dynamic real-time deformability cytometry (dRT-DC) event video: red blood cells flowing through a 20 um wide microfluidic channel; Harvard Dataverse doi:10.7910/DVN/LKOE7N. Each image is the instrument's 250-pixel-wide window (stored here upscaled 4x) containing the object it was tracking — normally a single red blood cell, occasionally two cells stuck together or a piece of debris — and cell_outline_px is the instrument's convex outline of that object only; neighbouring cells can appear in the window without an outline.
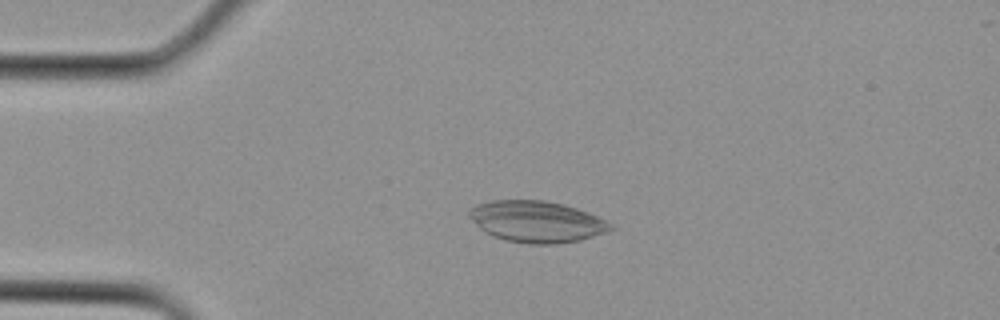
{"species": "Egyptian fruit bat (a non-hibernating species)", "species_latin": "Rousettus aegyptiacus", "temperature_condition": "cold", "stored_images_in_passage": 2, "camera_frame_rate_fps": 3000, "um_per_image_px": 0.085, "animal": {"sex": "female"}, "frame": {"image": 1, "passage_image": 1, "time_ms": 0.0, "image_size_px": [1000, 320], "cell_outline_px": [[616, 228], [608, 232], [580, 240], [556, 244], [528, 244], [508, 240], [496, 236], [480, 228], [468, 216], [468, 212], [476, 204], [492, 200], [544, 200], [564, 204], [588, 212], [612, 224]], "centroid_in_image_um": [45.65, 18.83], "position_along_channel_um": 39.3, "area_um2": 33.93}}
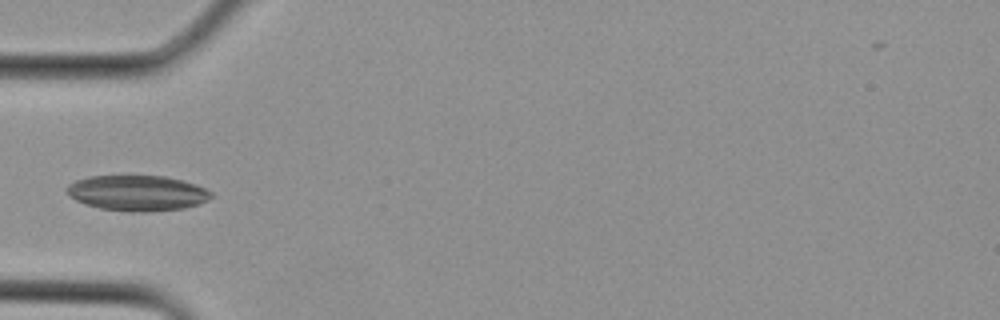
{"frame": {"image": 2, "passage_image": 2, "time_ms": 0.333, "image_size_px": [1000, 320], "cell_outline_px": [[212, 196], [208, 200], [200, 204], [184, 208], [148, 212], [128, 212], [100, 208], [84, 204], [76, 200], [64, 188], [68, 184], [76, 180], [88, 176], [164, 176], [196, 184], [212, 192]], "centroid_in_image_um": [11.67, 16.41], "position_along_channel_um": 73.3, "area_um2": 29.94}}